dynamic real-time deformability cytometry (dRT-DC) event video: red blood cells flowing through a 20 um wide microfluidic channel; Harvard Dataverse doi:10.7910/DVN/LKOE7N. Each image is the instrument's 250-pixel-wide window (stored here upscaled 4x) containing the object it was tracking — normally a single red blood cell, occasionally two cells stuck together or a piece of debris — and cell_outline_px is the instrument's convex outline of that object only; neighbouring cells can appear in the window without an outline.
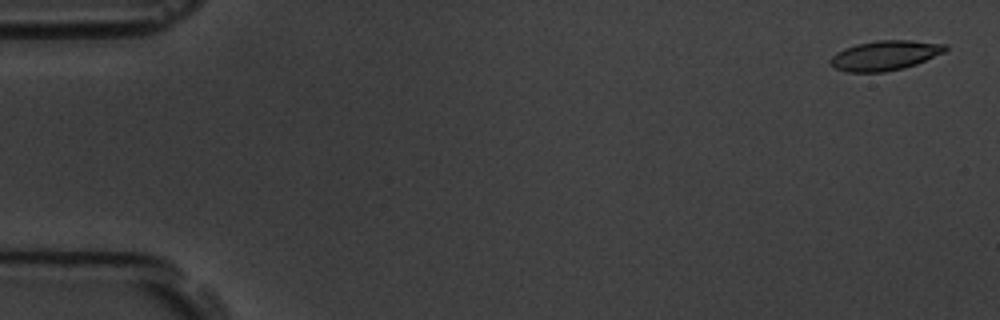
{"species": "common noctule bat (a hibernating species)", "species_latin": "Nyctalus noctula", "temperature_condition": "room temperature", "stored_images_in_passage": 57, "camera_frame_rate_fps": 3000, "um_per_image_px": 0.085, "animal": {"sex": "male", "body_mass_g": 19.5, "forearm_length_mm": 54.6}, "frame": {"image": 1, "passage_image": 2, "time_ms": 0.333, "image_size_px": [1000, 320], "cell_outline_px": [[948, 48], [944, 52], [916, 64], [904, 68], [884, 72], [848, 72], [836, 68], [828, 64], [828, 60], [836, 52], [844, 48], [856, 44], [876, 40], [912, 40], [948, 44]], "centroid_in_image_um": [75.2, 4.7], "position_along_channel_um": 9.8, "area_um2": 20.11}}
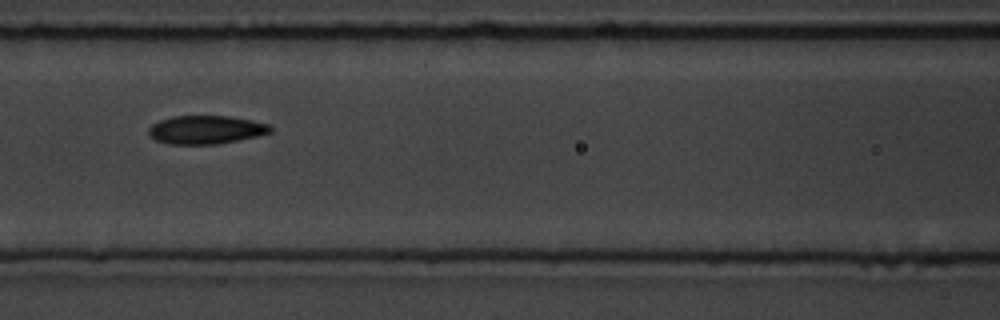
{"frame": {"image": 2, "passage_image": 25, "time_ms": 8.0, "image_size_px": [1000, 320], "cell_outline_px": [[272, 132], [256, 136], [216, 144], [168, 144], [156, 140], [148, 132], [148, 128], [152, 124], [160, 120], [172, 116], [228, 116], [252, 120], [268, 124], [272, 128]], "centroid_in_image_um": [17.49, 11.02], "position_along_channel_um": 149.1, "area_um2": 20.0}}
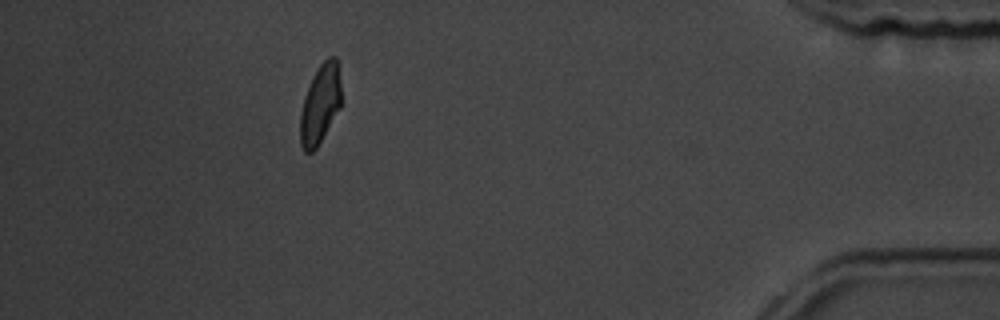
{"frame": {"image": 3, "passage_image": 51, "time_ms": 16.667, "image_size_px": [1000, 320], "cell_outline_px": [[340, 108], [316, 148], [312, 152], [304, 152], [300, 144], [300, 112], [304, 96], [312, 76], [320, 64], [328, 56], [336, 56], [340, 80]], "centroid_in_image_um": [27.19, 8.84], "position_along_channel_um": 408.0, "area_um2": 18.9}, "authors_computed_cell_mechanics": {"area_um2": 20.2878, "velocity_mm_per_s": 3.6072, "shape_relaxation_time_tau1_ms": 5.8262, "shape_relaxation_time_tau2_ms": 2.8021, "deformation_change_tau1": 0.1565, "deformation_change_tau2": 0.0791}}